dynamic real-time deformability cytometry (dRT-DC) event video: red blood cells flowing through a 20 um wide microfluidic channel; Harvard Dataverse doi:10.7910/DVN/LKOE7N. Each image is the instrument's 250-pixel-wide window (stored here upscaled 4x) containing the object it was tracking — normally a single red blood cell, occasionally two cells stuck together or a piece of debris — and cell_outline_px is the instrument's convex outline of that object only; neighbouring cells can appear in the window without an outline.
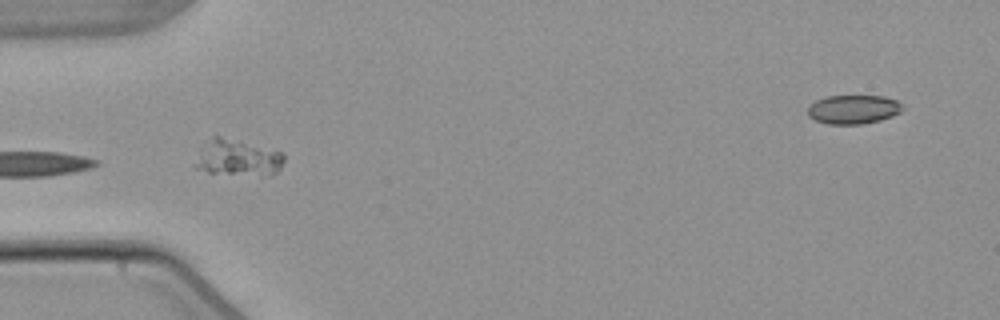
{"species": "common noctule bat (a hibernating species)", "species_latin": "Nyctalus noctula", "temperature_condition": "warm", "stored_images_in_passage": 8, "camera_frame_rate_fps": 3000, "um_per_image_px": 0.085, "animal": {"sex": "male", "body_mass_g": 21.5, "forearm_length_mm": 52.0}, "frame": {"image": 1, "passage_image": 5, "time_ms": 5.667, "image_size_px": [1000, 320], "cell_outline_px": [[284, 160], [280, 168], [276, 172], [208, 172], [192, 168], [212, 136], [220, 136], [284, 152]], "centroid_in_image_um": [20.21, 13.36], "position_along_channel_um": 64.8, "area_um2": 17.4}}
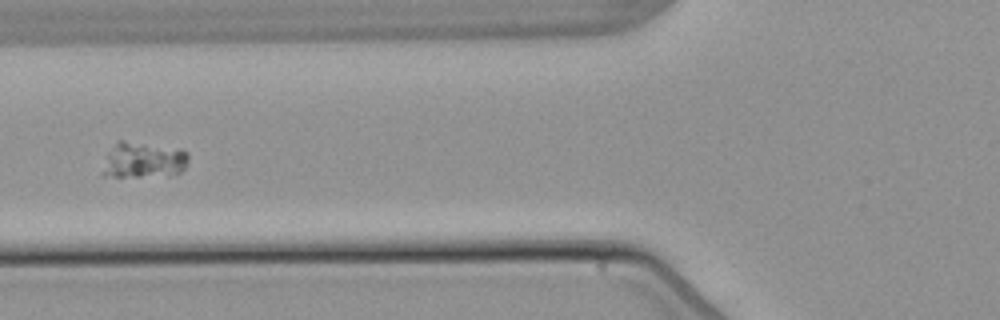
{"frame": {"image": 2, "passage_image": 6, "time_ms": 7.0, "image_size_px": [1000, 320], "cell_outline_px": [[188, 160], [184, 168], [176, 176], [100, 176], [100, 172], [108, 156], [116, 144], [120, 140], [124, 140], [180, 148], [188, 152]], "centroid_in_image_um": [12.25, 13.62], "position_along_channel_um": 113.6, "area_um2": 18.09}}